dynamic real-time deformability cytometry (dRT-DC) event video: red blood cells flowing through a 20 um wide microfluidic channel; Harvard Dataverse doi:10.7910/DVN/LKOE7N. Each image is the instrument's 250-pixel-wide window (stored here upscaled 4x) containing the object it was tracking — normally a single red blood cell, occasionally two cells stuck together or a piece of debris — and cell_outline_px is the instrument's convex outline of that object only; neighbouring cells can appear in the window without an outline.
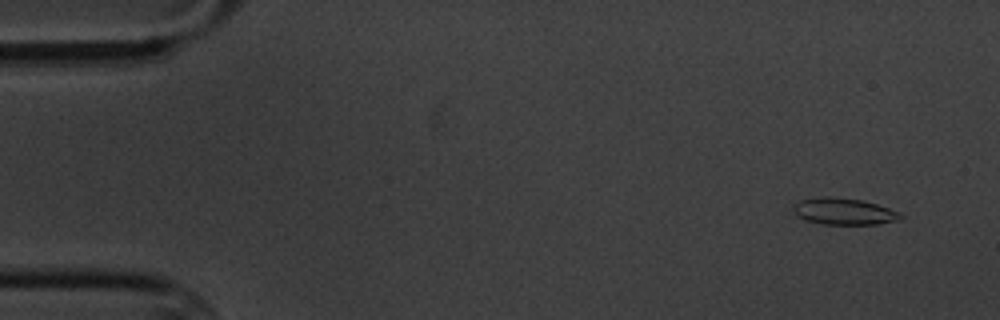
{"species": "common noctule bat (a hibernating species)", "species_latin": "Nyctalus noctula", "temperature_condition": "cold", "stored_images_in_passage": 5, "camera_frame_rate_fps": 3000, "um_per_image_px": 0.085, "animal": {"sex": "male", "body_mass_g": 20.1, "forearm_length_mm": 53.5}, "frame": {"image": 1, "passage_image": 1, "time_ms": 0.0, "image_size_px": [1000, 320], "cell_outline_px": [[904, 216], [896, 220], [876, 224], [824, 224], [804, 220], [796, 216], [792, 212], [792, 204], [800, 200], [824, 196], [828, 196], [860, 200], [876, 204], [900, 212]], "centroid_in_image_um": [71.65, 17.97], "position_along_channel_um": 13.3, "area_um2": 16.65}}